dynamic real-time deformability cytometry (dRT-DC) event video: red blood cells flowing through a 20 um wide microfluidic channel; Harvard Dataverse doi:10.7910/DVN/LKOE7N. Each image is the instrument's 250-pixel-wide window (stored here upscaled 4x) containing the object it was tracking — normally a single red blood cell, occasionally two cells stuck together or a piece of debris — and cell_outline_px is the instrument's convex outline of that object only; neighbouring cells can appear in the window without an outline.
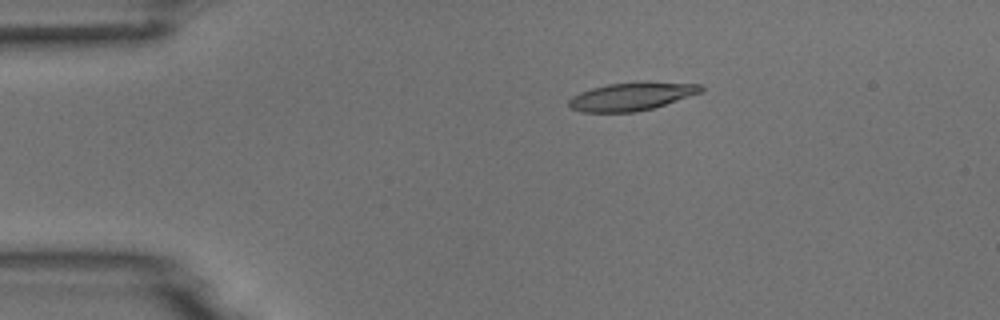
{"species": "common noctule bat (a hibernating species)", "species_latin": "Nyctalus noctula", "temperature_condition": "room temperature", "stored_images_in_passage": 5, "camera_frame_rate_fps": 3000, "um_per_image_px": 0.085, "animal": {"sex": "male", "body_mass_g": 18.8}, "frame": {"image": 1, "passage_image": 2, "time_ms": 2.0, "image_size_px": [1000, 320], "cell_outline_px": [[704, 92], [652, 108], [636, 112], [580, 112], [572, 108], [568, 104], [568, 100], [572, 96], [580, 92], [592, 88], [608, 84], [648, 80], [700, 84], [704, 88]], "centroid_in_image_um": [53.73, 8.17], "position_along_channel_um": 31.3, "area_um2": 22.02}}
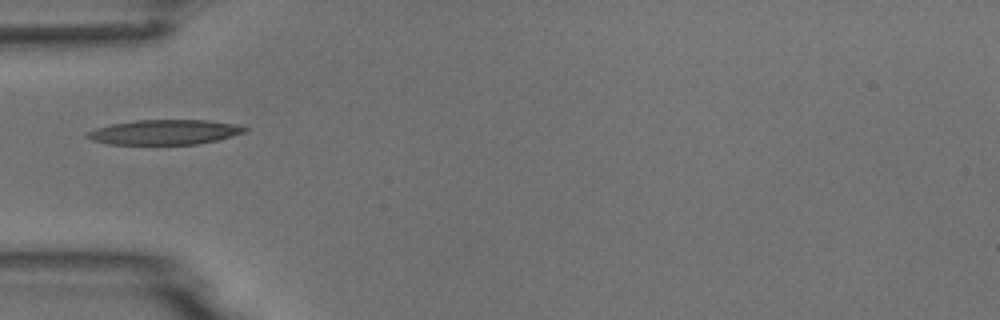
{"frame": {"image": 2, "passage_image": 4, "time_ms": 4.333, "image_size_px": [1000, 320], "cell_outline_px": [[248, 128], [244, 132], [232, 136], [216, 140], [196, 144], [108, 144], [92, 140], [84, 136], [88, 132], [96, 128], [112, 124], [136, 120], [208, 120], [236, 124]], "centroid_in_image_um": [13.98, 11.23], "position_along_channel_um": 71.0, "area_um2": 22.66}}